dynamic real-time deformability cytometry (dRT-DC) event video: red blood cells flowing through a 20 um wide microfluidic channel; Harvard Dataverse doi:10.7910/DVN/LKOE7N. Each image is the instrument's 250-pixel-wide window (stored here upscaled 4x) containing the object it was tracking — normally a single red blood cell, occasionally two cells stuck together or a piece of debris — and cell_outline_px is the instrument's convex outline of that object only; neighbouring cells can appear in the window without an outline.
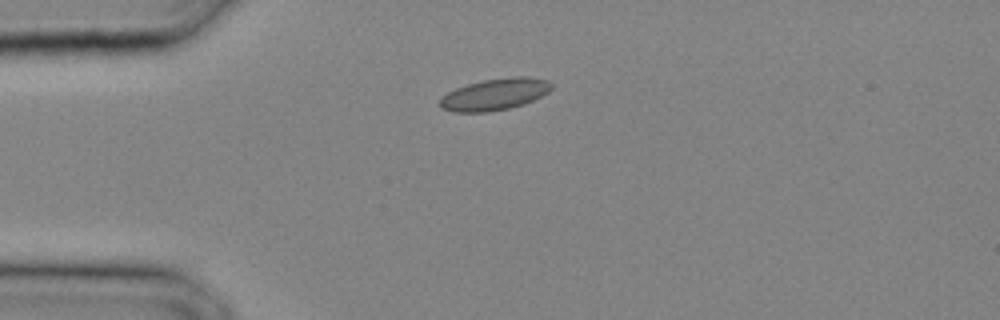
{"species": "common noctule bat (a hibernating species)", "species_latin": "Nyctalus noctula", "temperature_condition": "cold", "stored_images_in_passage": 21, "camera_frame_rate_fps": 3000, "um_per_image_px": 0.085, "animal": {"sex": "male", "body_mass_g": 20.4}, "frame": {"image": 1, "passage_image": 1, "time_ms": 0.0, "image_size_px": [1000, 320], "cell_outline_px": [[552, 88], [548, 92], [524, 104], [508, 108], [488, 112], [452, 112], [440, 108], [440, 96], [456, 88], [468, 84], [484, 80], [512, 76], [528, 76], [548, 80], [552, 84]], "centroid_in_image_um": [42.04, 8.01], "position_along_channel_um": 43.0, "area_um2": 20.63}}
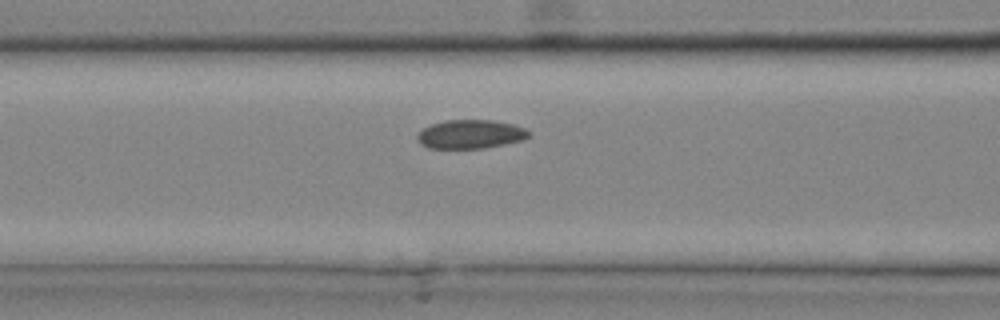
{"frame": {"image": 2, "passage_image": 6, "time_ms": 1.667, "image_size_px": [1000, 320], "cell_outline_px": [[532, 132], [524, 140], [484, 148], [428, 148], [420, 144], [416, 140], [416, 136], [424, 128], [432, 124], [448, 120], [492, 120], [512, 124], [524, 128]], "centroid_in_image_um": [39.99, 11.41], "position_along_channel_um": 126.6, "area_um2": 18.67}}
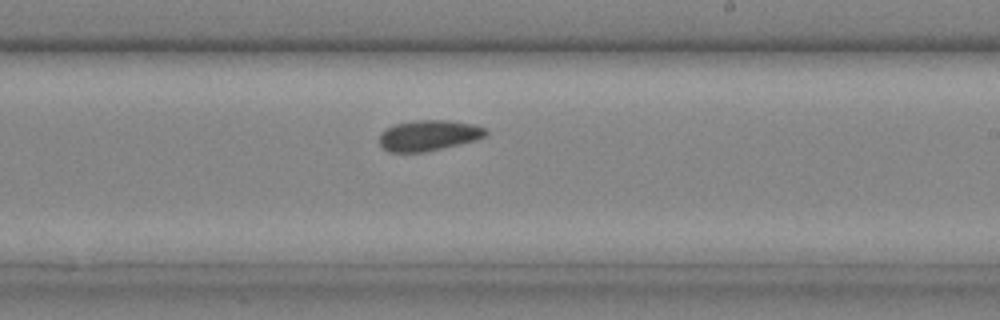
{"frame": {"image": 3, "passage_image": 12, "time_ms": 3.667, "image_size_px": [1000, 320], "cell_outline_px": [[488, 132], [484, 136], [476, 140], [460, 144], [424, 152], [388, 152], [380, 144], [380, 136], [388, 128], [396, 124], [416, 120], [448, 120], [472, 124], [484, 128]], "centroid_in_image_um": [36.45, 11.51], "position_along_channel_um": 252.6, "area_um2": 18.73}}